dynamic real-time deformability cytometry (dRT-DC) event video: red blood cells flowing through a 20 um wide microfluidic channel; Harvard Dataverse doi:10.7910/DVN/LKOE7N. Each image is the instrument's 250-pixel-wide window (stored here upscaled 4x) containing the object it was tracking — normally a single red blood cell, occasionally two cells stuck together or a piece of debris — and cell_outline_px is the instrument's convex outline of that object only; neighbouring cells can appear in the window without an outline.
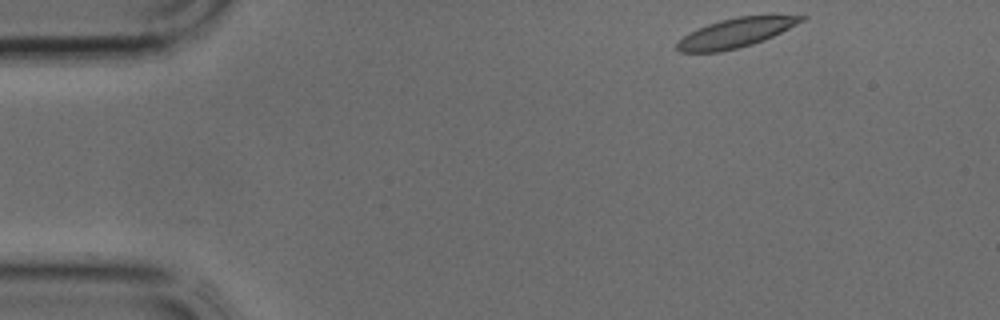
{"species": "common noctule bat (a hibernating species)", "species_latin": "Nyctalus noctula", "temperature_condition": "cold", "stored_images_in_passage": 21, "camera_frame_rate_fps": 3000, "um_per_image_px": 0.085, "animal": {"sex": "male", "body_mass_g": 17.9, "forearm_length_mm": 54.2}, "frame": {"image": 1, "passage_image": 1, "time_ms": 0.0, "image_size_px": [1000, 320], "cell_outline_px": [[808, 16], [804, 20], [764, 40], [752, 44], [720, 52], [680, 52], [676, 48], [676, 44], [684, 36], [708, 24], [720, 20], [740, 16]], "centroid_in_image_um": [62.5, 2.8], "position_along_channel_um": 22.5, "area_um2": 20.52}}
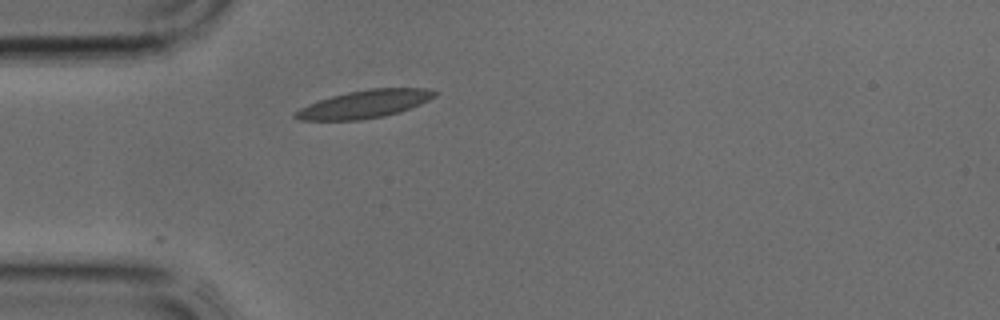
{"frame": {"image": 2, "passage_image": 7, "time_ms": 2.0, "image_size_px": [1000, 320], "cell_outline_px": [[440, 92], [436, 96], [420, 104], [400, 112], [384, 116], [360, 120], [300, 120], [292, 116], [292, 112], [308, 104], [332, 96], [348, 92], [372, 88], [428, 88]], "centroid_in_image_um": [31.0, 8.85], "position_along_channel_um": 54.0, "area_um2": 22.66}}
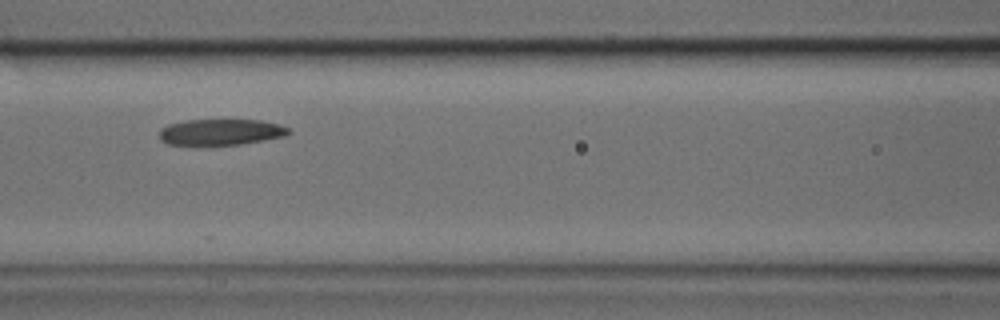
{"frame": {"image": 3, "passage_image": 13, "time_ms": 4.0, "image_size_px": [1000, 320], "cell_outline_px": [[292, 132], [288, 136], [240, 144], [208, 148], [196, 148], [168, 144], [160, 140], [160, 128], [168, 124], [188, 120], [260, 120], [280, 124], [288, 128]], "centroid_in_image_um": [18.72, 11.28], "position_along_channel_um": 147.9, "area_um2": 20.75}}